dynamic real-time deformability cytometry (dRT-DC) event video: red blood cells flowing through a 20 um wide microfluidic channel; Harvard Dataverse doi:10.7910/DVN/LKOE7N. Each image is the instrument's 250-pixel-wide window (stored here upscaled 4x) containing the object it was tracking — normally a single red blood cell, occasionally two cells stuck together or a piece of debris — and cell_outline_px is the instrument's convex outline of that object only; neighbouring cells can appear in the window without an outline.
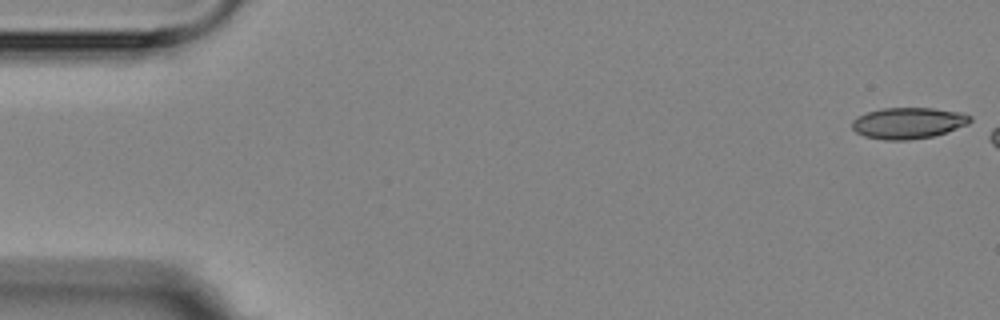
{"species": "Egyptian fruit bat (a non-hibernating species)", "species_latin": "Rousettus aegyptiacus", "temperature_condition": "room temperature", "stored_images_in_passage": 3, "camera_frame_rate_fps": 3000, "um_per_image_px": 0.085, "animal": {"sex": "female"}, "frame": {"image": 1, "passage_image": 1, "time_ms": 0.0, "image_size_px": [1000, 320], "cell_outline_px": [[972, 120], [968, 124], [932, 136], [908, 140], [884, 140], [864, 136], [856, 132], [852, 128], [852, 120], [856, 116], [868, 112], [884, 108], [932, 108], [960, 112], [972, 116]], "centroid_in_image_um": [77.17, 10.45], "position_along_channel_um": 7.8, "area_um2": 21.39}}